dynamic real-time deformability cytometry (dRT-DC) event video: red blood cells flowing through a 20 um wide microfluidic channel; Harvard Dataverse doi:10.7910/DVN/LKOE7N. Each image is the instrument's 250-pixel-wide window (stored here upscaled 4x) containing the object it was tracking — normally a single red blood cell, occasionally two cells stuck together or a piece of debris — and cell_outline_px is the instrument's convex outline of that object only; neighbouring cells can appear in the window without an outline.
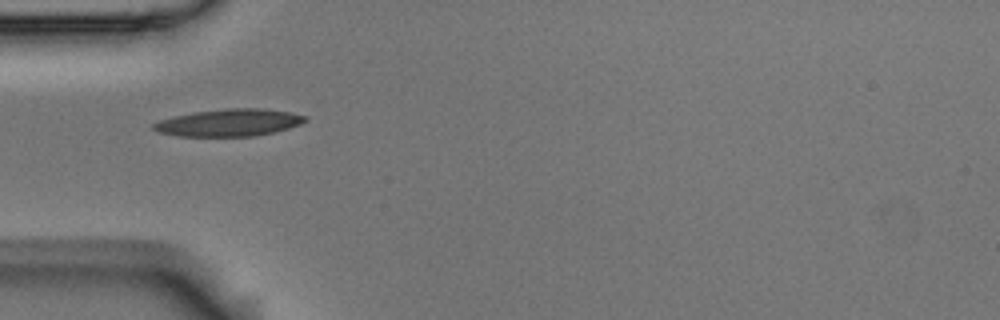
{"species": "Egyptian fruit bat (a non-hibernating species)", "species_latin": "Rousettus aegyptiacus", "temperature_condition": "room temperature", "stored_images_in_passage": 3, "camera_frame_rate_fps": 3000, "um_per_image_px": 0.085, "animal": {"sex": "male"}, "frame": {"image": 1, "passage_image": 1, "time_ms": 0.0, "image_size_px": [1000, 320], "cell_outline_px": [[308, 120], [300, 124], [288, 128], [256, 136], [180, 136], [160, 132], [152, 128], [152, 124], [160, 120], [192, 112], [224, 108], [264, 108], [292, 112], [308, 116]], "centroid_in_image_um": [19.52, 10.41], "position_along_channel_um": 65.5, "area_um2": 24.1}}
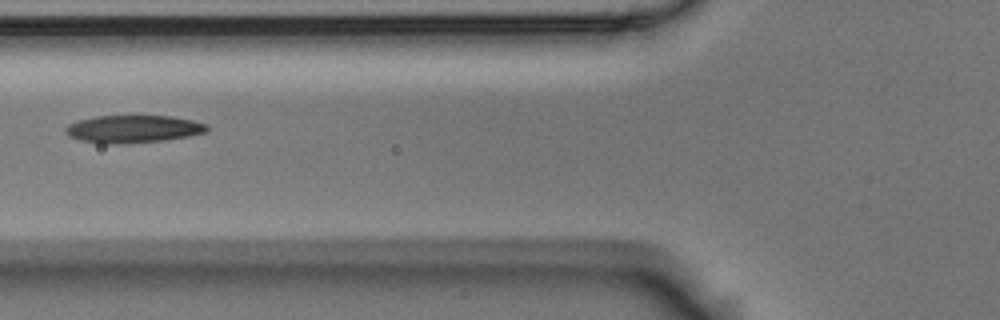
{"frame": {"image": 2, "passage_image": 2, "time_ms": 0.333, "image_size_px": [1000, 320], "cell_outline_px": [[208, 132], [188, 136], [164, 140], [124, 144], [100, 144], [80, 140], [64, 132], [64, 128], [68, 124], [76, 120], [96, 116], [172, 116], [192, 120], [208, 124]], "centroid_in_image_um": [11.31, 10.97], "position_along_channel_um": 114.5, "area_um2": 22.95}}
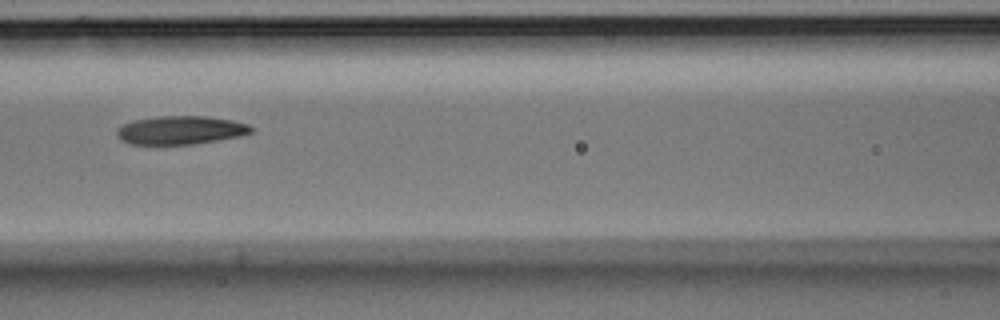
{"frame": {"image": 3, "passage_image": 3, "time_ms": 0.667, "image_size_px": [1000, 320], "cell_outline_px": [[252, 132], [240, 136], [196, 144], [128, 144], [120, 140], [116, 136], [116, 128], [132, 120], [160, 116], [204, 116], [232, 120], [248, 124], [252, 128]], "centroid_in_image_um": [15.3, 11.06], "position_along_channel_um": 151.3, "area_um2": 22.37}}